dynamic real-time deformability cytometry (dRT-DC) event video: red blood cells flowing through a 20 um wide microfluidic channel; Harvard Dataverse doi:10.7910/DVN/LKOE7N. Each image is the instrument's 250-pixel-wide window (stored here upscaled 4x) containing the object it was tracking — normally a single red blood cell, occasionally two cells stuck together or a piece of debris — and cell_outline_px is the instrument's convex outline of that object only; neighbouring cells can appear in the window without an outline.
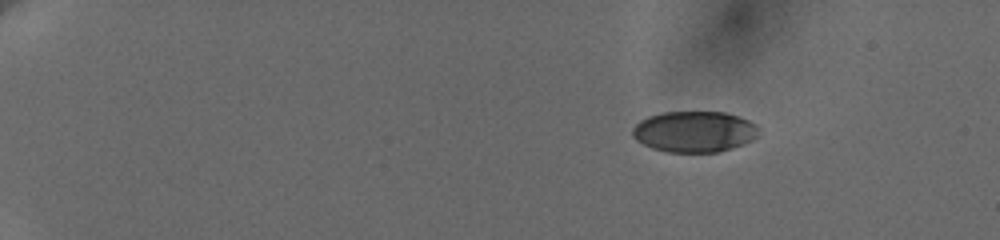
{"species": "human", "species_latin": "Homo sapiens", "temperature_condition": "cold", "stored_images_in_passage": 31, "camera_frame_rate_fps": 3000, "um_per_image_px": 0.085, "donor": {"sex": "female"}, "frame": {"image": 1, "passage_image": 1, "time_ms": 0.0, "image_size_px": [1000, 240], "cell_outline_px": [[760, 136], [744, 144], [720, 152], [668, 152], [652, 148], [636, 140], [632, 136], [632, 128], [640, 120], [648, 116], [664, 112], [724, 112], [748, 120], [756, 124], [760, 128]], "centroid_in_image_um": [59.04, 11.19], "position_along_channel_um": 26.0, "area_um2": 30.4}}
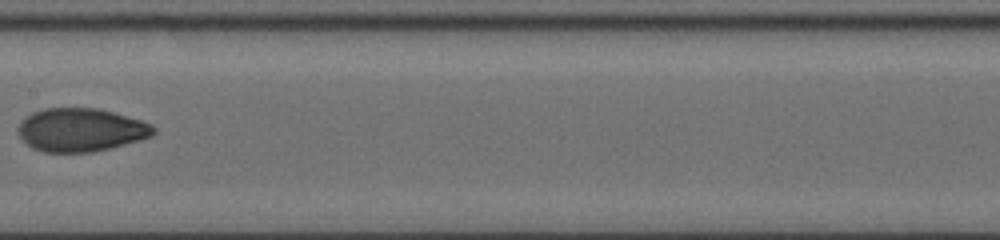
{"frame": {"image": 2, "passage_image": 19, "time_ms": 8.333, "image_size_px": [1000, 240], "cell_outline_px": [[156, 132], [152, 136], [140, 140], [92, 152], [44, 152], [32, 148], [16, 132], [16, 128], [32, 112], [44, 108], [96, 108], [112, 112], [140, 120], [152, 124], [156, 128]], "centroid_in_image_um": [6.87, 11.04], "position_along_channel_um": 200.5, "area_um2": 33.99}}
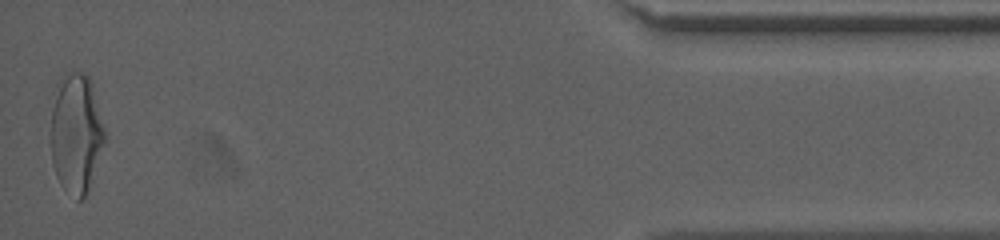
{"frame": {"image": 3, "passage_image": 31, "time_ms": 16.333, "image_size_px": [1000, 240], "cell_outline_px": [[108, 140], [88, 188], [84, 196], [80, 200], [64, 188], [60, 184], [56, 176], [52, 164], [52, 108], [56, 80], [64, 72], [84, 72], [88, 76], [92, 84]], "centroid_in_image_um": [6.49, 11.27], "position_along_channel_um": 428.7, "area_um2": 37.97}, "authors_computed_cell_mechanics": {"area_um2": 33.9864, "velocity_mm_per_s": 3.6593, "shape_relaxation_time_tau1_ms": 4.2876, "shape_relaxation_time_tau2_ms": 1.4116, "deformation_change_tau1": 0.1748, "deformation_change_tau2": 0.0527}}